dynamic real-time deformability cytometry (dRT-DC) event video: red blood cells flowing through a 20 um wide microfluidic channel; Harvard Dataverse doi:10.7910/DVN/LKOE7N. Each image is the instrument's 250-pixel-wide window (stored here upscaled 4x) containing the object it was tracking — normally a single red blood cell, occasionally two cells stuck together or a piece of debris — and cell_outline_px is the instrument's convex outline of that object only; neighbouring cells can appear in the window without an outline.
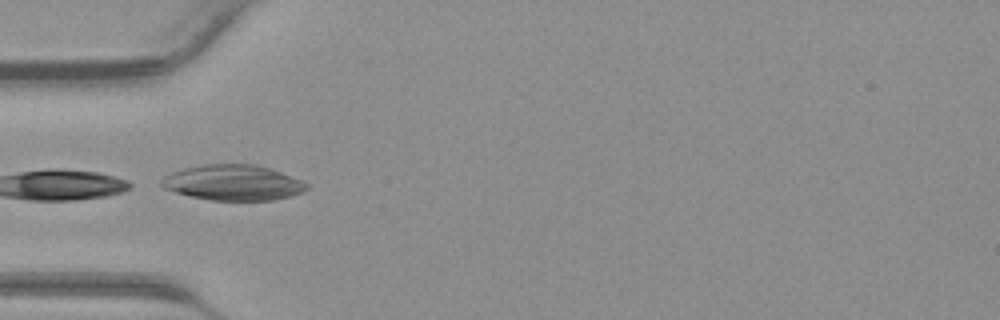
{"species": "common noctule bat (a hibernating species)", "species_latin": "Nyctalus noctula", "temperature_condition": "warm", "stored_images_in_passage": 32, "camera_frame_rate_fps": 3000, "um_per_image_px": 0.085, "animal": {"sex": "male", "body_mass_g": 23.1, "forearm_length_mm": 52.7}, "frame": {"image": 1, "passage_image": 5, "time_ms": 1.333, "image_size_px": [1000, 320], "cell_outline_px": [[308, 188], [304, 192], [272, 200], [208, 200], [188, 196], [164, 188], [160, 184], [160, 180], [164, 176], [172, 172], [184, 168], [204, 164], [256, 164], [280, 172], [300, 180], [308, 184]], "centroid_in_image_um": [19.77, 15.52], "position_along_channel_um": 65.2, "area_um2": 29.94}}